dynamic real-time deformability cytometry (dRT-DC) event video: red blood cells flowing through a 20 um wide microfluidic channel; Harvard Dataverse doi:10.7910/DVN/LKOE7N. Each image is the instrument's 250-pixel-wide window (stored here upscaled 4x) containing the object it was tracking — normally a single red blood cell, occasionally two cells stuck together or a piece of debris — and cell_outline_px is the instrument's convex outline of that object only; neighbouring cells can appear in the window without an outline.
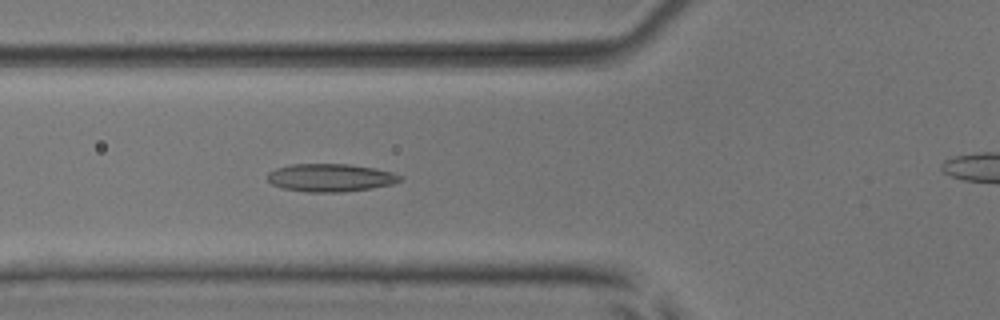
{"species": "common noctule bat (a hibernating species)", "species_latin": "Nyctalus noctula", "temperature_condition": "room temperature", "stored_images_in_passage": 47, "camera_frame_rate_fps": 3000, "um_per_image_px": 0.085, "animal": {"sex": "male", "body_mass_g": 17.9, "forearm_length_mm": 54.2}, "frame": {"image": 1, "passage_image": 20, "time_ms": 6.333, "image_size_px": [1000, 320], "cell_outline_px": [[404, 180], [392, 184], [372, 188], [340, 192], [308, 192], [280, 188], [272, 184], [268, 180], [268, 172], [276, 168], [292, 164], [348, 164], [376, 168], [392, 172], [404, 176]], "centroid_in_image_um": [28.12, 15.1], "position_along_channel_um": 97.7, "area_um2": 21.73}}
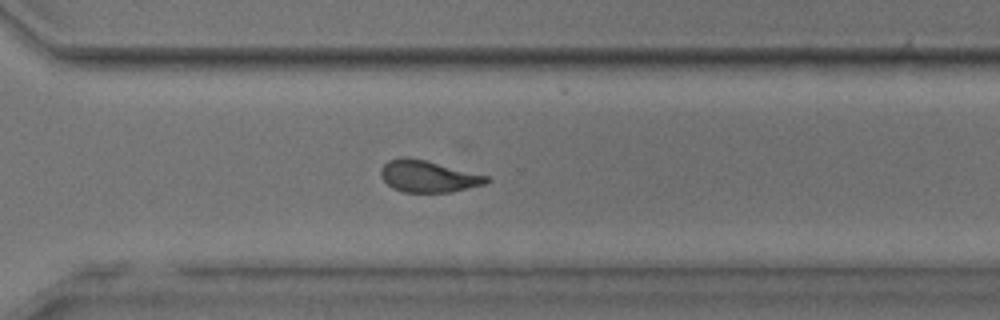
{"frame": {"image": 2, "passage_image": 38, "time_ms": 12.333, "image_size_px": [1000, 320], "cell_outline_px": [[492, 180], [484, 184], [452, 192], [404, 192], [392, 188], [380, 176], [380, 168], [388, 160], [400, 156], [408, 156], [488, 176]], "centroid_in_image_um": [36.35, 14.98], "position_along_channel_um": 334.2, "area_um2": 19.54}}
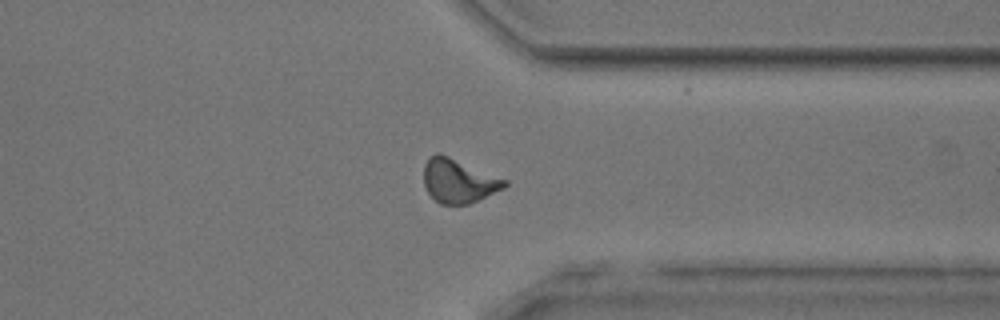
{"frame": {"image": 3, "passage_image": 41, "time_ms": 13.333, "image_size_px": [1000, 320], "cell_outline_px": [[508, 184], [504, 188], [468, 204], [440, 204], [428, 192], [424, 184], [424, 164], [428, 156], [436, 152], [440, 152], [508, 180]], "centroid_in_image_um": [38.96, 15.34], "position_along_channel_um": 372.4, "area_um2": 20.75}, "authors_computed_cell_mechanics": {"area_um2": 20.2878, "velocity_mm_per_s": 3.9413, "shape_relaxation_time_tau1_ms": 5.4362, "shape_relaxation_time_tau2_ms": 1.5201, "deformation_change_tau1": 0.1506, "deformation_change_tau2": 0.092}}